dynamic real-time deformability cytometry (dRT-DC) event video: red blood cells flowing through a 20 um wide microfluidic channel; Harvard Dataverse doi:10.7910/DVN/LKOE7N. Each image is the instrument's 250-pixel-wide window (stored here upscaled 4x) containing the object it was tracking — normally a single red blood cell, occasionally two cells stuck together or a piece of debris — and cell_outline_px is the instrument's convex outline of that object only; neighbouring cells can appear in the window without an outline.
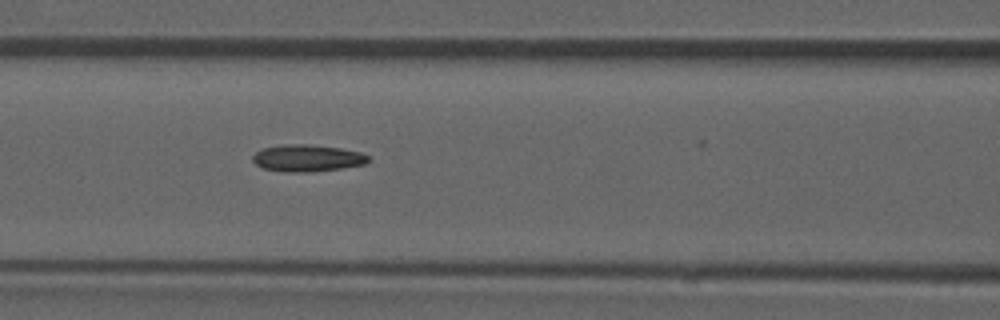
{"species": "common noctule bat (a hibernating species)", "species_latin": "Nyctalus noctula", "temperature_condition": "room temperature", "stored_images_in_passage": 53, "camera_frame_rate_fps": 3000, "um_per_image_px": 0.085, "animal": {"sex": "male", "forearm_length_mm": 52.5}, "frame": {"image": 1, "passage_image": 23, "time_ms": 7.333, "image_size_px": [1000, 320], "cell_outline_px": [[372, 160], [364, 164], [340, 168], [304, 172], [296, 172], [264, 168], [256, 164], [252, 160], [252, 156], [256, 152], [264, 148], [284, 144], [308, 144], [340, 148], [360, 152], [368, 156]], "centroid_in_image_um": [26.14, 13.42], "position_along_channel_um": 140.5, "area_um2": 17.8}, "authors_computed_cell_mechanics": {"area_um2": 17.629, "velocity_mm_per_s": 3.9073, "shape_relaxation_time_tau1_ms": null, "shape_relaxation_time_tau2_ms": 5.9737, "deformation_change_tau1": null, "deformation_change_tau2": 0.1555}}